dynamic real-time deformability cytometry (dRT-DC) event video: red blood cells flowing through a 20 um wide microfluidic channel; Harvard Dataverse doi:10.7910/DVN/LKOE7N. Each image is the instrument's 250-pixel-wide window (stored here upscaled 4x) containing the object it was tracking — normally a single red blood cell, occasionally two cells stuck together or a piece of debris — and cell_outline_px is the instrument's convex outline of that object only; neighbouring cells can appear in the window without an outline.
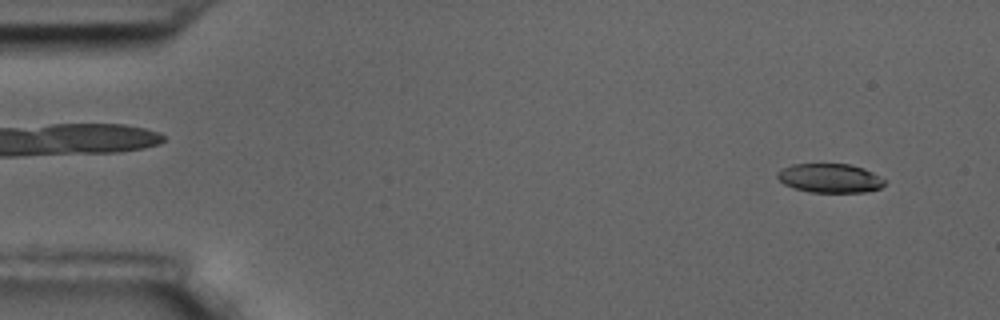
{"species": "common noctule bat (a hibernating species)", "species_latin": "Nyctalus noctula", "temperature_condition": "room temperature", "stored_images_in_passage": 5, "camera_frame_rate_fps": 3000, "um_per_image_px": 0.085, "animal": {"sex": "male", "body_mass_g": 17.5, "forearm_length_mm": 52.3}, "frame": {"image": 1, "passage_image": 1, "time_ms": 0.0, "image_size_px": [1000, 320], "cell_outline_px": [[884, 184], [880, 188], [864, 192], [808, 192], [784, 184], [776, 176], [776, 172], [792, 164], [852, 164], [864, 168], [872, 172], [884, 180]], "centroid_in_image_um": [70.53, 15.14], "position_along_channel_um": 14.5, "area_um2": 18.03}}
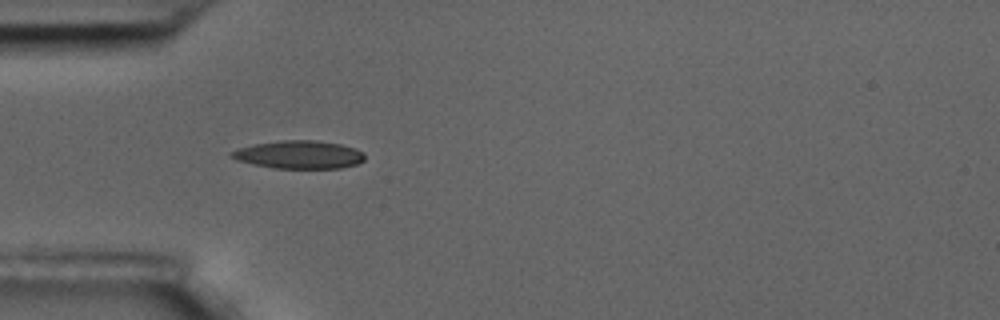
{"frame": {"image": 2, "passage_image": 5, "time_ms": 1.333, "image_size_px": [1000, 320], "cell_outline_px": [[364, 160], [356, 164], [340, 168], [272, 168], [252, 164], [240, 160], [232, 156], [228, 152], [240, 148], [256, 144], [280, 140], [316, 140], [340, 144], [356, 148], [364, 152]], "centroid_in_image_um": [25.46, 13.14], "position_along_channel_um": 59.5, "area_um2": 21.62}}